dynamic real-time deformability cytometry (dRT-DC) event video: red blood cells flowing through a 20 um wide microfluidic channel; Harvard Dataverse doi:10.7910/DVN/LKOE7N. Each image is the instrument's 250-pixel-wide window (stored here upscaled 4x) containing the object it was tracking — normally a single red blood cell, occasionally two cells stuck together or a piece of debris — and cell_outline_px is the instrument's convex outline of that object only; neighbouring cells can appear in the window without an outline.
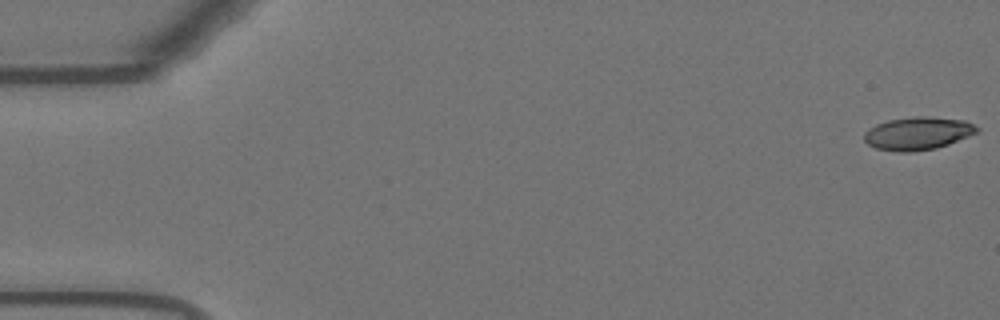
{"species": "Egyptian fruit bat (a non-hibernating species)", "species_latin": "Rousettus aegyptiacus", "temperature_condition": "warm", "stored_images_in_passage": 10, "camera_frame_rate_fps": 3000, "um_per_image_px": 0.085, "animal": {"sex": "female"}, "frame": {"image": 1, "passage_image": 1, "time_ms": 0.0, "image_size_px": [1000, 320], "cell_outline_px": [[980, 132], [948, 144], [936, 148], [908, 152], [896, 152], [876, 148], [868, 144], [864, 140], [864, 132], [868, 128], [876, 124], [888, 120], [916, 116], [928, 116], [964, 120], [980, 128]], "centroid_in_image_um": [78.01, 11.33], "position_along_channel_um": 7.0, "area_um2": 21.73}}